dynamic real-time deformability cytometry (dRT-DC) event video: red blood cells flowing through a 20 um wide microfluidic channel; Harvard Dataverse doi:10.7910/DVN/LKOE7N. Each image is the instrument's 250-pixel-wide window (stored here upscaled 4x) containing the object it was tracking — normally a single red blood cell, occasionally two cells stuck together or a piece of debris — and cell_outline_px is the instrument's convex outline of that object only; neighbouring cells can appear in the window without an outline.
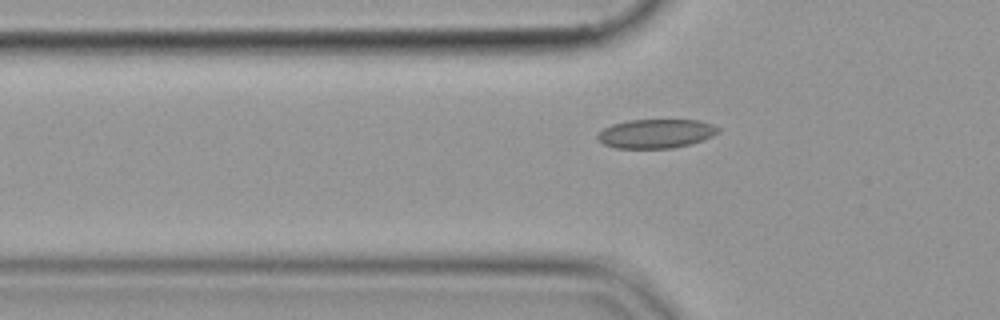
{"species": "common noctule bat (a hibernating species)", "species_latin": "Nyctalus noctula", "temperature_condition": "cold", "stored_images_in_passage": 36, "camera_frame_rate_fps": 3000, "um_per_image_px": 0.085, "animal": {"sex": "female", "body_mass_g": 19.9}, "frame": {"image": 1, "passage_image": 5, "time_ms": 1.333, "image_size_px": [1000, 320], "cell_outline_px": [[720, 132], [712, 136], [692, 144], [672, 148], [616, 148], [604, 144], [596, 136], [604, 128], [612, 124], [628, 120], [700, 120], [712, 124], [720, 128]], "centroid_in_image_um": [55.79, 11.35], "position_along_channel_um": 70.0, "area_um2": 20.4}}
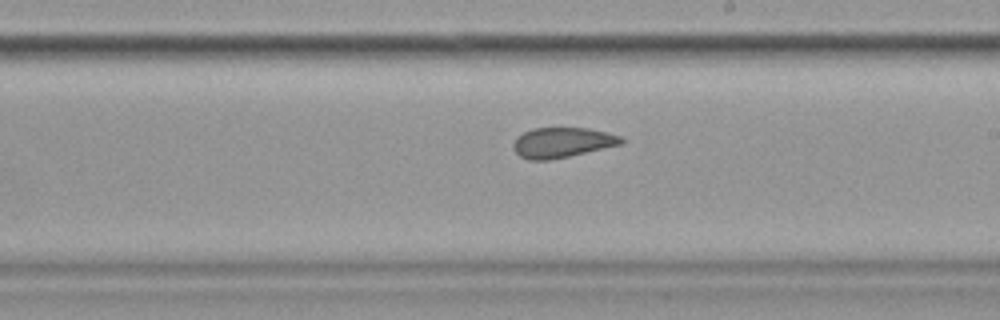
{"frame": {"image": 2, "passage_image": 19, "time_ms": 6.0, "image_size_px": [1000, 320], "cell_outline_px": [[624, 144], [568, 156], [548, 160], [528, 160], [520, 156], [512, 148], [512, 144], [516, 136], [532, 128], [588, 128], [620, 136], [624, 140]], "centroid_in_image_um": [47.75, 12.11], "position_along_channel_um": 241.2, "area_um2": 18.96}}
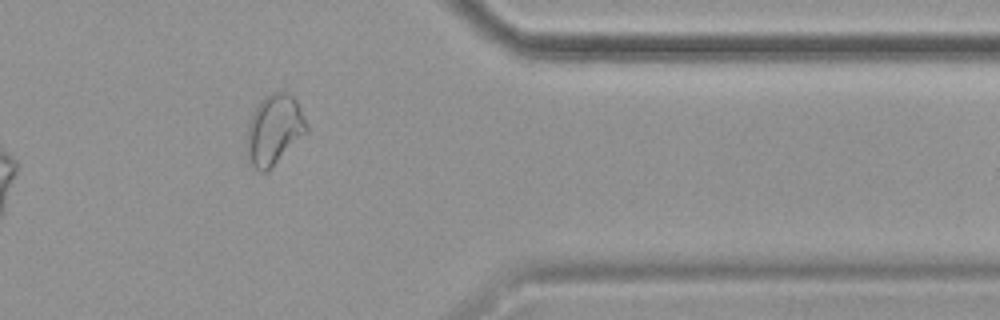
{"frame": {"image": 3, "passage_image": 32, "time_ms": 10.333, "image_size_px": [1000, 320], "cell_outline_px": [[308, 132], [268, 172], [260, 172], [252, 164], [248, 156], [248, 124], [252, 112], [260, 100], [264, 96], [272, 92], [288, 92], [296, 100], [308, 124]], "centroid_in_image_um": [23.34, 11.02], "position_along_channel_um": 388.1, "area_um2": 24.51}}